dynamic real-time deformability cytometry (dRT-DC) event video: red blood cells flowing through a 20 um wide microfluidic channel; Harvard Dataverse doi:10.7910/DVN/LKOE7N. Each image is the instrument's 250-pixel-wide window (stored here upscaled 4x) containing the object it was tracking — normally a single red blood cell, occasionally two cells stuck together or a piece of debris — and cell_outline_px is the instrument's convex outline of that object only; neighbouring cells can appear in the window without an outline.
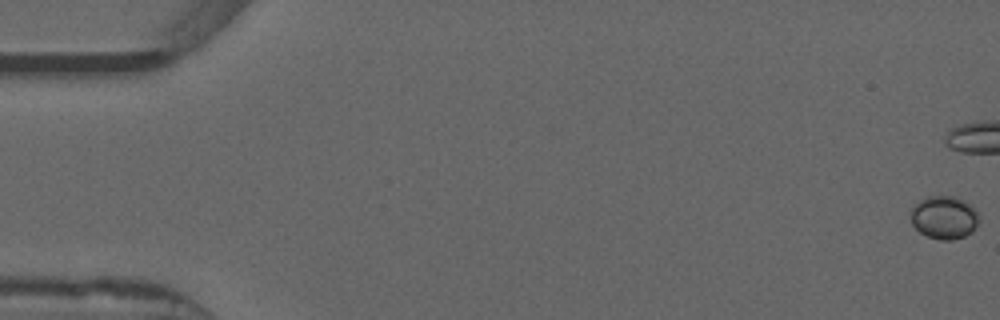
{"species": "common noctule bat (a hibernating species)", "species_latin": "Nyctalus noctula", "temperature_condition": "warm", "stored_images_in_passage": 35, "camera_frame_rate_fps": 3000, "um_per_image_px": 0.085, "animal": {"sex": "male", "forearm_length_mm": 52.5}, "frame": {"image": 1, "passage_image": 1, "time_ms": 0.0, "image_size_px": [1000, 320], "cell_outline_px": [[980, 220], [972, 232], [964, 236], [952, 240], [940, 240], [928, 236], [920, 232], [912, 224], [912, 204], [928, 196], [956, 196], [972, 204], [980, 216]], "centroid_in_image_um": [80.29, 18.46], "position_along_channel_um": 4.7, "area_um2": 17.34}}
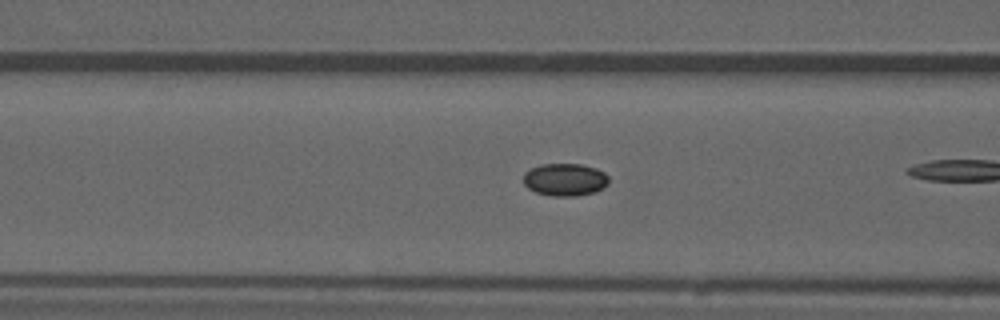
{"frame": {"image": 2, "passage_image": 22, "time_ms": 7.0, "image_size_px": [1000, 320], "cell_outline_px": [[608, 184], [596, 192], [576, 196], [552, 196], [536, 192], [528, 188], [524, 184], [524, 172], [540, 164], [580, 164], [596, 168], [604, 172], [608, 176]], "centroid_in_image_um": [48.03, 15.27], "position_along_channel_um": 118.6, "area_um2": 16.24}}